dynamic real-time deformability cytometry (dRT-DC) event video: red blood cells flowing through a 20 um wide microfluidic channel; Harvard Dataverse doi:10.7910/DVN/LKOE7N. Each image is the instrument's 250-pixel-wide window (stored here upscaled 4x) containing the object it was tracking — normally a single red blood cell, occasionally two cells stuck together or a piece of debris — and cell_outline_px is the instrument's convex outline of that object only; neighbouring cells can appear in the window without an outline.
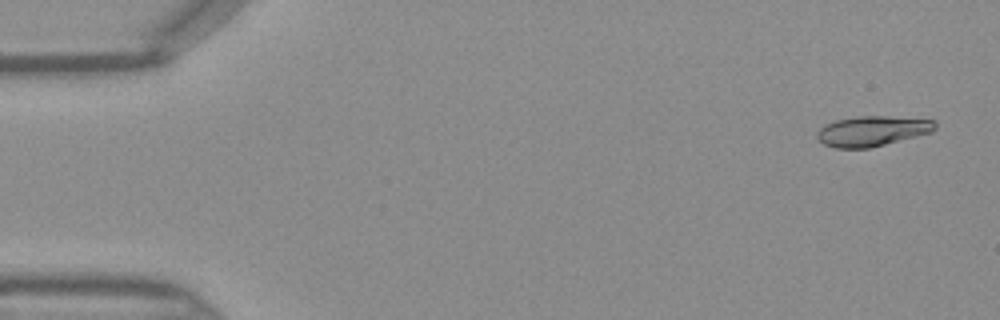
{"species": "Egyptian fruit bat (a non-hibernating species)", "species_latin": "Rousettus aegyptiacus", "temperature_condition": "warm", "stored_images_in_passage": 45, "camera_frame_rate_fps": 3000, "um_per_image_px": 0.085, "frame": {"image": 1, "passage_image": 2, "time_ms": 0.333, "image_size_px": [1000, 320], "cell_outline_px": [[936, 128], [932, 132], [868, 148], [836, 148], [824, 144], [816, 136], [816, 132], [824, 124], [836, 120], [856, 116], [888, 116], [936, 120]], "centroid_in_image_um": [74.13, 11.13], "position_along_channel_um": 10.9, "area_um2": 20.69}}
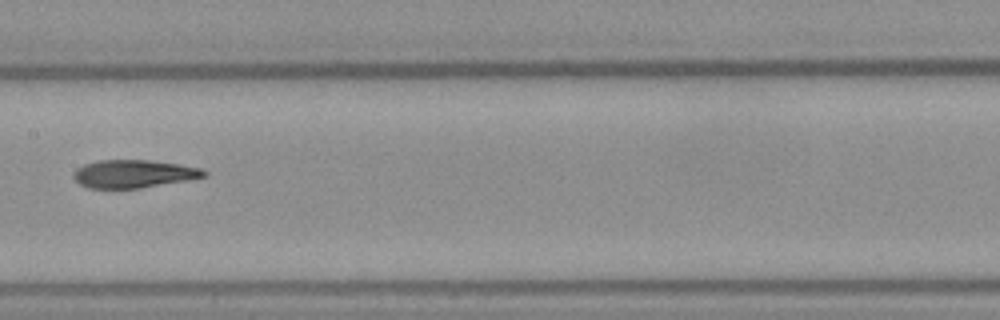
{"frame": {"image": 2, "passage_image": 23, "time_ms": 7.333, "image_size_px": [1000, 320], "cell_outline_px": [[208, 176], [188, 180], [140, 188], [88, 188], [80, 184], [72, 176], [72, 172], [76, 168], [84, 164], [100, 160], [148, 160], [180, 164], [200, 168], [208, 172]], "centroid_in_image_um": [11.36, 14.77], "position_along_channel_um": 196.0, "area_um2": 21.33}}
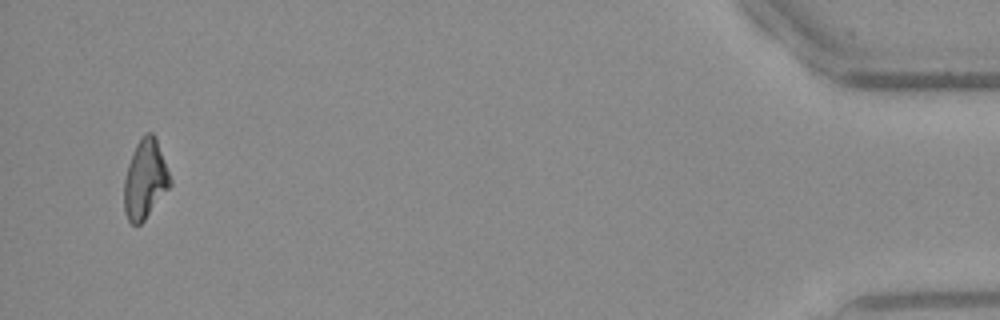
{"frame": {"image": 3, "passage_image": 44, "time_ms": 14.333, "image_size_px": [1000, 320], "cell_outline_px": [[172, 184], [144, 220], [140, 224], [132, 224], [128, 220], [124, 212], [124, 180], [128, 164], [132, 152], [136, 144], [148, 132], [152, 132], [156, 136], [172, 180]], "centroid_in_image_um": [12.34, 15.24], "position_along_channel_um": 422.9, "area_um2": 21.15}}